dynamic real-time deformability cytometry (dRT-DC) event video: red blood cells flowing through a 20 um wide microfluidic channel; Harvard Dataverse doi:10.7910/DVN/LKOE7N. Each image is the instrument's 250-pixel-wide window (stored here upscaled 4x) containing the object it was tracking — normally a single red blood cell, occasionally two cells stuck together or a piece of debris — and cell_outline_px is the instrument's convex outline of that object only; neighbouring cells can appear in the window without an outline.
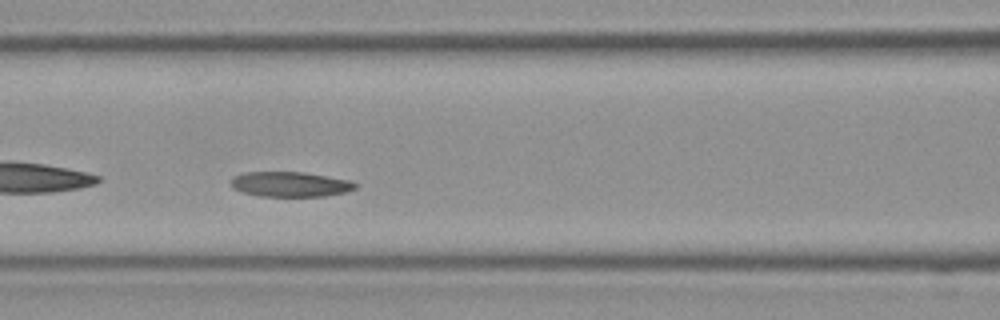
{"species": "Egyptian fruit bat (a non-hibernating species)", "species_latin": "Rousettus aegyptiacus", "temperature_condition": "room temperature", "stored_images_in_passage": 13, "segment_of_instrument_passage": [1, 2], "camera_frame_rate_fps": 3000, "um_per_image_px": 0.085, "frame": {"image": 1, "passage_image": 11, "time_ms": 3.333, "image_size_px": [1000, 320], "cell_outline_px": [[356, 188], [344, 192], [324, 196], [260, 196], [240, 192], [232, 184], [232, 176], [244, 172], [304, 172], [348, 180], [356, 184]], "centroid_in_image_um": [24.64, 15.66], "position_along_channel_um": 142.0, "area_um2": 17.92}}